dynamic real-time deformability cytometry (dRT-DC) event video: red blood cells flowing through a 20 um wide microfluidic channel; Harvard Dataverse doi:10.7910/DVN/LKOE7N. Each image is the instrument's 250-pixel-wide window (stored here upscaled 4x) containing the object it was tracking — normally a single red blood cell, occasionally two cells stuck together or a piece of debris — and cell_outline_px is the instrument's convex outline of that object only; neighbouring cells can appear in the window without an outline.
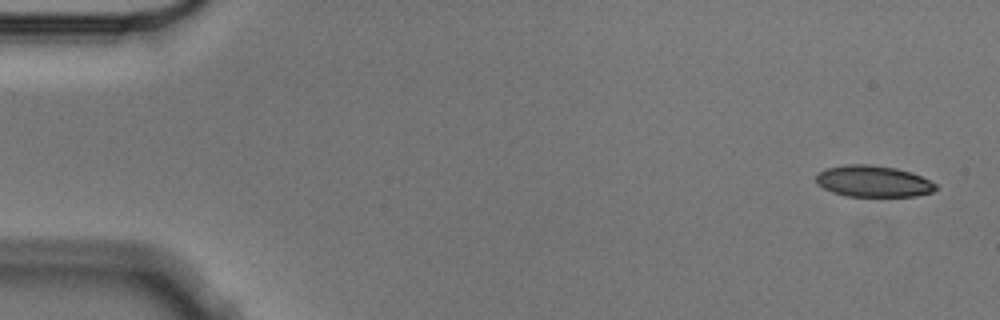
{"species": "Egyptian fruit bat (a non-hibernating species)", "species_latin": "Rousettus aegyptiacus", "temperature_condition": "cold", "stored_images_in_passage": 4, "camera_frame_rate_fps": 3000, "um_per_image_px": 0.085, "animal": {"sex": "male"}, "frame": {"image": 1, "passage_image": 1, "time_ms": 0.0, "image_size_px": [1000, 320], "cell_outline_px": [[936, 188], [932, 192], [916, 196], [844, 196], [832, 192], [816, 184], [816, 176], [820, 172], [828, 168], [848, 164], [868, 164], [896, 168], [912, 172], [936, 184]], "centroid_in_image_um": [74.21, 15.41], "position_along_channel_um": 10.8, "area_um2": 21.79}}